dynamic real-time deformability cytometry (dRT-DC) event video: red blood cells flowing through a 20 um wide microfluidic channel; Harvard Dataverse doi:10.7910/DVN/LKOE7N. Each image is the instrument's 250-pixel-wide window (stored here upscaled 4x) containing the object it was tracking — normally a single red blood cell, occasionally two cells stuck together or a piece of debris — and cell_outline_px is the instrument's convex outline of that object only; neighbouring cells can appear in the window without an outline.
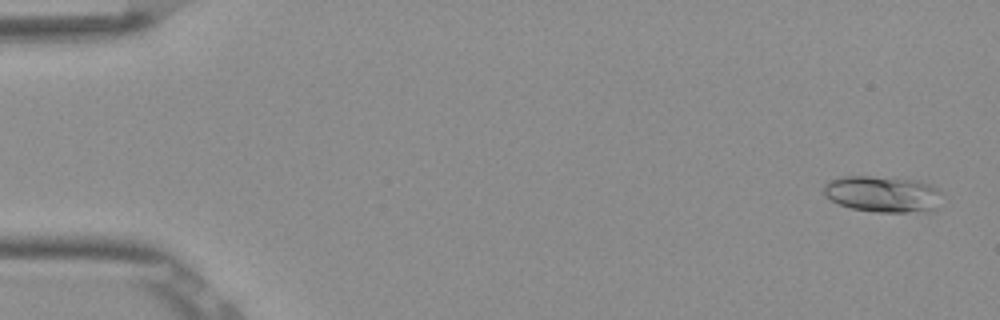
{"species": "Egyptian fruit bat (a non-hibernating species)", "species_latin": "Rousettus aegyptiacus", "temperature_condition": "room temperature", "stored_images_in_passage": 52, "camera_frame_rate_fps": 3000, "um_per_image_px": 0.085, "frame": {"image": 1, "passage_image": 2, "time_ms": 0.333, "image_size_px": [1000, 320], "cell_outline_px": [[940, 192], [936, 208], [928, 212], [876, 212], [852, 208], [840, 204], [824, 196], [824, 184], [828, 180], [844, 176], [872, 176], [916, 180], [932, 184]], "centroid_in_image_um": [75.01, 16.49], "position_along_channel_um": 10.0, "area_um2": 25.03}}
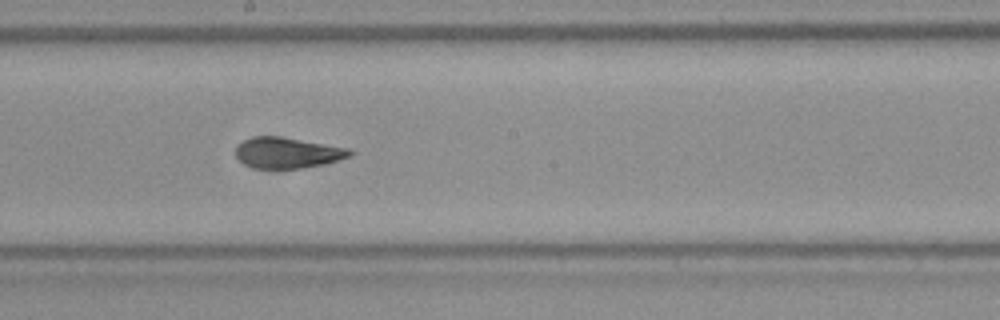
{"frame": {"image": 2, "passage_image": 29, "time_ms": 9.333, "image_size_px": [1000, 320], "cell_outline_px": [[356, 152], [352, 156], [324, 164], [304, 168], [252, 168], [244, 164], [236, 156], [236, 144], [252, 136], [280, 136], [348, 148]], "centroid_in_image_um": [24.43, 12.98], "position_along_channel_um": 223.8, "area_um2": 20.63}}
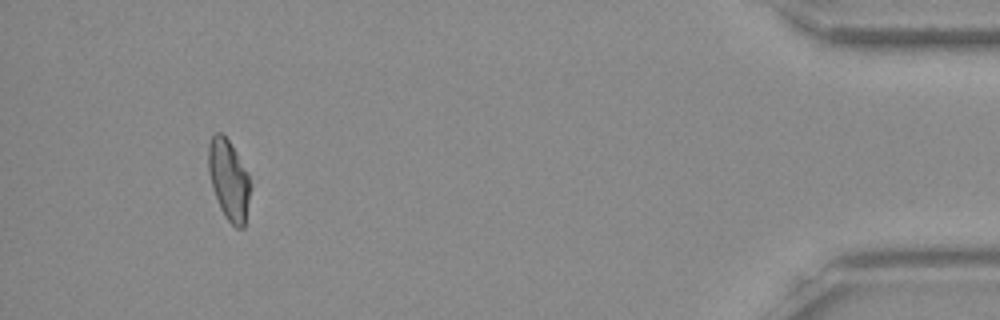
{"frame": {"image": 3, "passage_image": 49, "time_ms": 16.0, "image_size_px": [1000, 320], "cell_outline_px": [[252, 188], [244, 228], [236, 228], [224, 216], [220, 208], [212, 188], [208, 172], [208, 144], [212, 136], [216, 132], [220, 132], [228, 140], [248, 172], [252, 184]], "centroid_in_image_um": [19.46, 15.32], "position_along_channel_um": 415.7, "area_um2": 19.94}, "authors_computed_cell_mechanics": {"area_um2": 20.808, "velocity_mm_per_s": 3.8718, "shape_relaxation_time_tau1_ms": 4.7663, "shape_relaxation_time_tau2_ms": 2.3495, "deformation_change_tau1": 0.1851, "deformation_change_tau2": 0.0978}}